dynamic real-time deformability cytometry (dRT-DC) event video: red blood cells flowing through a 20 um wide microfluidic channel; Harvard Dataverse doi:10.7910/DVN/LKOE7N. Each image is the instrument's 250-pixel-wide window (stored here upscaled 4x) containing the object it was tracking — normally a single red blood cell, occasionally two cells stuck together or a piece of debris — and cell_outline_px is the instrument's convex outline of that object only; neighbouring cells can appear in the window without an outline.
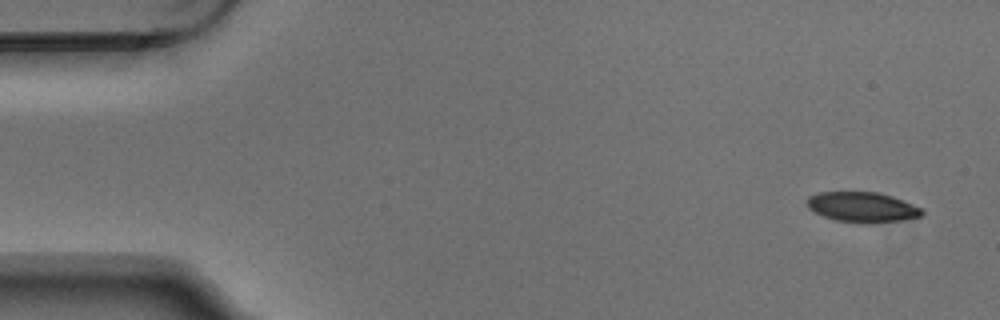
{"species": "Egyptian fruit bat (a non-hibernating species)", "species_latin": "Rousettus aegyptiacus", "temperature_condition": "warm", "stored_images_in_passage": 4, "camera_frame_rate_fps": 3000, "um_per_image_px": 0.085, "animal": {"sex": "male"}, "frame": {"image": 1, "passage_image": 1, "time_ms": 0.0, "image_size_px": [1000, 320], "cell_outline_px": [[924, 212], [920, 216], [872, 224], [868, 224], [836, 220], [824, 216], [808, 208], [808, 196], [820, 192], [876, 192], [892, 196], [924, 208]], "centroid_in_image_um": [73.31, 17.6], "position_along_channel_um": 11.7, "area_um2": 20.06}}
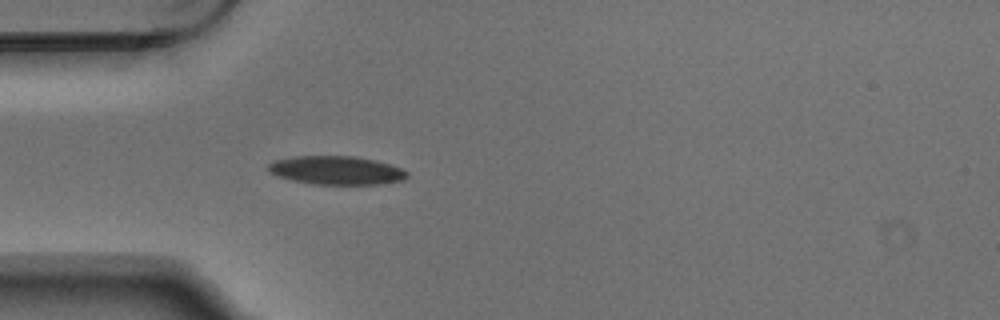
{"frame": {"image": 2, "passage_image": 4, "time_ms": 1.0, "image_size_px": [1000, 320], "cell_outline_px": [[408, 176], [400, 180], [376, 184], [312, 184], [292, 180], [268, 172], [268, 164], [276, 160], [296, 156], [356, 156], [388, 164], [400, 168], [408, 172]], "centroid_in_image_um": [28.55, 14.47], "position_along_channel_um": 56.4, "area_um2": 22.72}}